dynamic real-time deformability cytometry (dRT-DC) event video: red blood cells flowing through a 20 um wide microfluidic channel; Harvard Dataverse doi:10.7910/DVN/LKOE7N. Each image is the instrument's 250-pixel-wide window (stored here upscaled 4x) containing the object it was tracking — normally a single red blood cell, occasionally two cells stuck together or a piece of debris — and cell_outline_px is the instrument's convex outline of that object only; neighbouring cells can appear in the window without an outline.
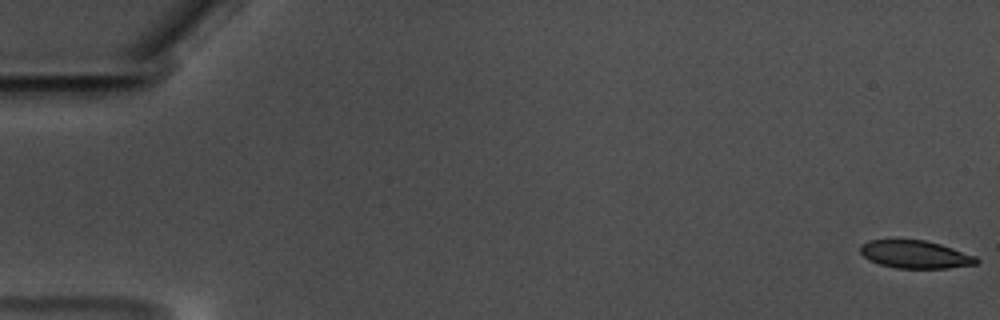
{"species": "common noctule bat (a hibernating species)", "species_latin": "Nyctalus noctula", "temperature_condition": "warm", "stored_images_in_passage": 45, "camera_frame_rate_fps": 3000, "um_per_image_px": 0.085, "animal": {"sex": "male", "body_mass_g": 17.5, "forearm_length_mm": 52.3}, "frame": {"image": 1, "passage_image": 1, "time_ms": 0.0, "image_size_px": [1000, 320], "cell_outline_px": [[980, 260], [976, 264], [948, 268], [896, 268], [880, 264], [868, 260], [860, 252], [860, 244], [868, 240], [924, 240], [940, 244], [976, 256]], "centroid_in_image_um": [77.78, 21.63], "position_along_channel_um": 7.2, "area_um2": 18.79}}
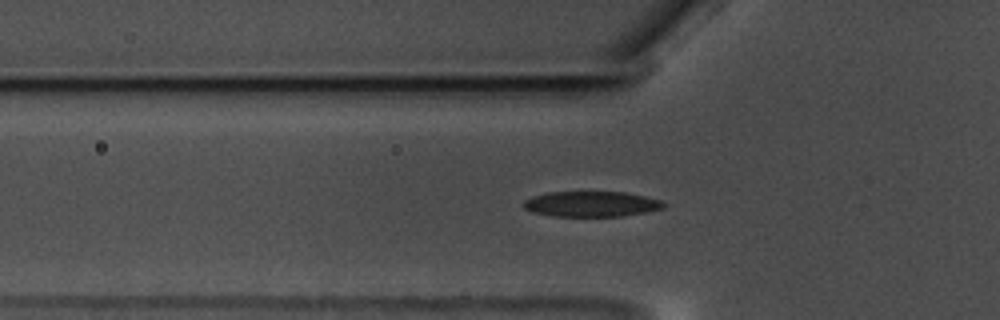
{"frame": {"image": 2, "passage_image": 21, "time_ms": 6.667, "image_size_px": [1000, 320], "cell_outline_px": [[668, 204], [664, 208], [644, 212], [620, 216], [552, 216], [532, 212], [524, 208], [520, 204], [524, 200], [532, 196], [548, 192], [624, 192], [644, 196], [660, 200]], "centroid_in_image_um": [50.22, 17.34], "position_along_channel_um": 75.6, "area_um2": 20.81}}
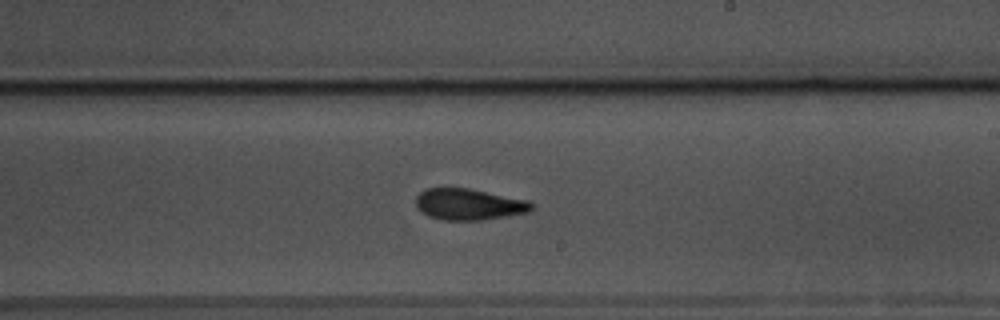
{"frame": {"image": 3, "passage_image": 36, "time_ms": 11.667, "image_size_px": [1000, 320], "cell_outline_px": [[532, 208], [528, 212], [480, 220], [440, 220], [428, 216], [420, 212], [416, 208], [416, 196], [420, 192], [428, 188], [468, 188], [532, 200]], "centroid_in_image_um": [39.83, 17.36], "position_along_channel_um": 249.2, "area_um2": 21.27}}